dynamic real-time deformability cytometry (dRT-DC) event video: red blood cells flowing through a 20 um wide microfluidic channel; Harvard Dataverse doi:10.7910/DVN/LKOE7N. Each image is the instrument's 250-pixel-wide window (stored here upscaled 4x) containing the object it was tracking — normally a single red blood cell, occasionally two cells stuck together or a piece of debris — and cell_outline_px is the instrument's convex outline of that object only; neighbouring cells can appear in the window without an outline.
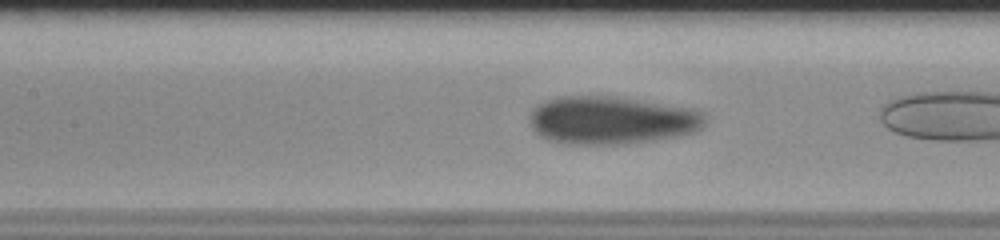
{"species": "human", "species_latin": "Homo sapiens", "temperature_condition": "room temperature", "stored_images_in_passage": 34, "camera_frame_rate_fps": 3000, "um_per_image_px": 0.085, "donor": {"sex": "male"}, "frame": {"image": 1, "passage_image": 28, "time_ms": 9.0, "image_size_px": [1000, 240], "cell_outline_px": [[704, 120], [700, 128], [692, 132], [680, 136], [624, 144], [564, 144], [548, 140], [540, 136], [532, 128], [532, 108], [536, 104], [560, 96], [616, 96], [692, 108], [700, 112]], "centroid_in_image_um": [51.94, 10.22], "position_along_channel_um": 155.5, "area_um2": 48.84}}